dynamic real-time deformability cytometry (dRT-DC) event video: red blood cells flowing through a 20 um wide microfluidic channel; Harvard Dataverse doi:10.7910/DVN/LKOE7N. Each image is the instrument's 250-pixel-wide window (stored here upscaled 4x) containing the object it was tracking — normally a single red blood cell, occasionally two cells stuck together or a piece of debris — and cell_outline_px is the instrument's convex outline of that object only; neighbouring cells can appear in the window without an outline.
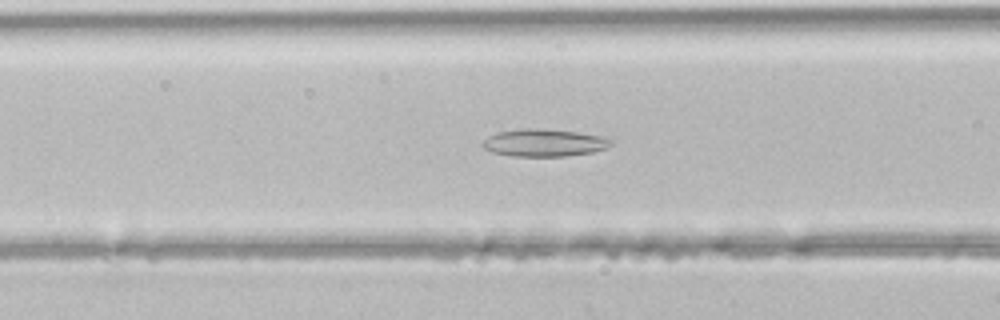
{"species": "common noctule bat (a hibernating species)", "species_latin": "Nyctalus noctula", "temperature_condition": "room temperature", "stored_images_in_passage": 45, "camera_frame_rate_fps": 3000, "um_per_image_px": 0.085, "animal": {"sex": "male", "body_mass_g": 21.5, "forearm_length_mm": 52.0}, "frame": {"image": 1, "passage_image": 17, "time_ms": 5.333, "image_size_px": [1000, 320], "cell_outline_px": [[612, 144], [608, 148], [592, 152], [564, 156], [512, 156], [492, 152], [484, 148], [480, 144], [488, 136], [500, 132], [524, 128], [536, 128], [576, 132], [600, 136], [612, 140]], "centroid_in_image_um": [46.23, 12.14], "position_along_channel_um": 120.4, "area_um2": 20.35}}
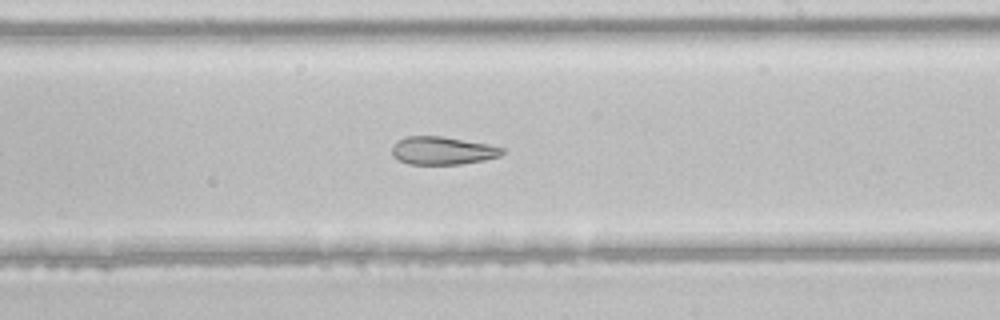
{"frame": {"image": 2, "passage_image": 26, "time_ms": 8.333, "image_size_px": [1000, 320], "cell_outline_px": [[504, 152], [500, 156], [484, 160], [460, 164], [408, 164], [392, 156], [392, 144], [408, 136], [440, 136], [484, 144], [504, 148]], "centroid_in_image_um": [37.58, 12.81], "position_along_channel_um": 251.4, "area_um2": 17.69}}
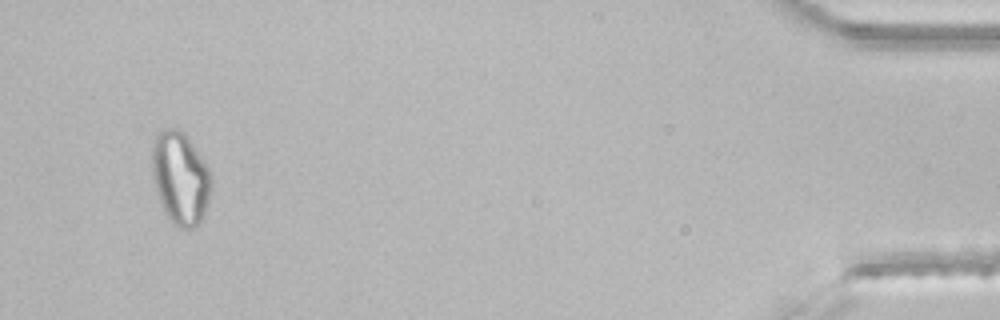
{"frame": {"image": 3, "passage_image": 43, "time_ms": 14.0, "image_size_px": [1000, 320], "cell_outline_px": [[212, 188], [200, 224], [188, 232], [180, 228], [168, 216], [160, 200], [152, 176], [152, 148], [156, 136], [164, 128], [176, 128], [184, 132], [204, 160], [208, 168], [212, 180]], "centroid_in_image_um": [15.35, 15.14], "position_along_channel_um": 419.9, "area_um2": 31.85}}